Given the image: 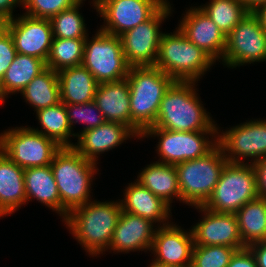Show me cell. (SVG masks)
Returning a JSON list of instances; mask_svg holds the SVG:
<instances>
[{
	"label": "cell",
	"instance_id": "37",
	"mask_svg": "<svg viewBox=\"0 0 266 267\" xmlns=\"http://www.w3.org/2000/svg\"><path fill=\"white\" fill-rule=\"evenodd\" d=\"M16 54L12 36L5 30L0 35V80L11 65Z\"/></svg>",
	"mask_w": 266,
	"mask_h": 267
},
{
	"label": "cell",
	"instance_id": "38",
	"mask_svg": "<svg viewBox=\"0 0 266 267\" xmlns=\"http://www.w3.org/2000/svg\"><path fill=\"white\" fill-rule=\"evenodd\" d=\"M227 267H258L255 256L251 250L246 247L237 250L232 256Z\"/></svg>",
	"mask_w": 266,
	"mask_h": 267
},
{
	"label": "cell",
	"instance_id": "35",
	"mask_svg": "<svg viewBox=\"0 0 266 267\" xmlns=\"http://www.w3.org/2000/svg\"><path fill=\"white\" fill-rule=\"evenodd\" d=\"M65 106L72 131L79 122L86 125L81 132L94 129L105 122L102 112L94 101L84 104H65Z\"/></svg>",
	"mask_w": 266,
	"mask_h": 267
},
{
	"label": "cell",
	"instance_id": "1",
	"mask_svg": "<svg viewBox=\"0 0 266 267\" xmlns=\"http://www.w3.org/2000/svg\"><path fill=\"white\" fill-rule=\"evenodd\" d=\"M120 201H89L73 209L63 220L89 256L103 254L110 246L121 215Z\"/></svg>",
	"mask_w": 266,
	"mask_h": 267
},
{
	"label": "cell",
	"instance_id": "12",
	"mask_svg": "<svg viewBox=\"0 0 266 267\" xmlns=\"http://www.w3.org/2000/svg\"><path fill=\"white\" fill-rule=\"evenodd\" d=\"M172 11L167 1L150 19L119 36L130 67L155 65L163 34L159 29Z\"/></svg>",
	"mask_w": 266,
	"mask_h": 267
},
{
	"label": "cell",
	"instance_id": "14",
	"mask_svg": "<svg viewBox=\"0 0 266 267\" xmlns=\"http://www.w3.org/2000/svg\"><path fill=\"white\" fill-rule=\"evenodd\" d=\"M167 0H113L104 3L97 12L103 18L100 30L120 36L150 19Z\"/></svg>",
	"mask_w": 266,
	"mask_h": 267
},
{
	"label": "cell",
	"instance_id": "16",
	"mask_svg": "<svg viewBox=\"0 0 266 267\" xmlns=\"http://www.w3.org/2000/svg\"><path fill=\"white\" fill-rule=\"evenodd\" d=\"M174 222L156 229L150 251L153 263L166 267H191L194 237Z\"/></svg>",
	"mask_w": 266,
	"mask_h": 267
},
{
	"label": "cell",
	"instance_id": "43",
	"mask_svg": "<svg viewBox=\"0 0 266 267\" xmlns=\"http://www.w3.org/2000/svg\"><path fill=\"white\" fill-rule=\"evenodd\" d=\"M249 12H253L260 5L265 4L266 0H239Z\"/></svg>",
	"mask_w": 266,
	"mask_h": 267
},
{
	"label": "cell",
	"instance_id": "23",
	"mask_svg": "<svg viewBox=\"0 0 266 267\" xmlns=\"http://www.w3.org/2000/svg\"><path fill=\"white\" fill-rule=\"evenodd\" d=\"M24 169L0 150V218L26 204Z\"/></svg>",
	"mask_w": 266,
	"mask_h": 267
},
{
	"label": "cell",
	"instance_id": "30",
	"mask_svg": "<svg viewBox=\"0 0 266 267\" xmlns=\"http://www.w3.org/2000/svg\"><path fill=\"white\" fill-rule=\"evenodd\" d=\"M36 117L41 125V130L32 128L33 130L54 140L61 147H73L71 137H76V133L72 131L66 106L60 102L56 105L49 106L36 112ZM74 132V133H73Z\"/></svg>",
	"mask_w": 266,
	"mask_h": 267
},
{
	"label": "cell",
	"instance_id": "19",
	"mask_svg": "<svg viewBox=\"0 0 266 267\" xmlns=\"http://www.w3.org/2000/svg\"><path fill=\"white\" fill-rule=\"evenodd\" d=\"M154 224L146 218L122 211L106 251L126 254L130 251L150 252L157 229Z\"/></svg>",
	"mask_w": 266,
	"mask_h": 267
},
{
	"label": "cell",
	"instance_id": "45",
	"mask_svg": "<svg viewBox=\"0 0 266 267\" xmlns=\"http://www.w3.org/2000/svg\"><path fill=\"white\" fill-rule=\"evenodd\" d=\"M6 23L3 18H0V35L6 30Z\"/></svg>",
	"mask_w": 266,
	"mask_h": 267
},
{
	"label": "cell",
	"instance_id": "42",
	"mask_svg": "<svg viewBox=\"0 0 266 267\" xmlns=\"http://www.w3.org/2000/svg\"><path fill=\"white\" fill-rule=\"evenodd\" d=\"M253 13L258 17L261 26L266 31V3L260 5Z\"/></svg>",
	"mask_w": 266,
	"mask_h": 267
},
{
	"label": "cell",
	"instance_id": "18",
	"mask_svg": "<svg viewBox=\"0 0 266 267\" xmlns=\"http://www.w3.org/2000/svg\"><path fill=\"white\" fill-rule=\"evenodd\" d=\"M178 29L197 47L204 50L215 61H222L226 49V36L211 18L198 7H190L182 14Z\"/></svg>",
	"mask_w": 266,
	"mask_h": 267
},
{
	"label": "cell",
	"instance_id": "24",
	"mask_svg": "<svg viewBox=\"0 0 266 267\" xmlns=\"http://www.w3.org/2000/svg\"><path fill=\"white\" fill-rule=\"evenodd\" d=\"M57 73L62 103L84 104L94 100L99 82L83 65L64 68Z\"/></svg>",
	"mask_w": 266,
	"mask_h": 267
},
{
	"label": "cell",
	"instance_id": "36",
	"mask_svg": "<svg viewBox=\"0 0 266 267\" xmlns=\"http://www.w3.org/2000/svg\"><path fill=\"white\" fill-rule=\"evenodd\" d=\"M79 0H23L25 15L34 18L51 19L61 11L72 7Z\"/></svg>",
	"mask_w": 266,
	"mask_h": 267
},
{
	"label": "cell",
	"instance_id": "4",
	"mask_svg": "<svg viewBox=\"0 0 266 267\" xmlns=\"http://www.w3.org/2000/svg\"><path fill=\"white\" fill-rule=\"evenodd\" d=\"M126 79L130 89L131 129L141 138L154 126L161 100L175 80L155 66L130 67Z\"/></svg>",
	"mask_w": 266,
	"mask_h": 267
},
{
	"label": "cell",
	"instance_id": "21",
	"mask_svg": "<svg viewBox=\"0 0 266 267\" xmlns=\"http://www.w3.org/2000/svg\"><path fill=\"white\" fill-rule=\"evenodd\" d=\"M123 192L124 199H118L122 211L146 218L159 226L170 224L171 207L149 189L140 185L136 180L129 183ZM160 224V225H159Z\"/></svg>",
	"mask_w": 266,
	"mask_h": 267
},
{
	"label": "cell",
	"instance_id": "15",
	"mask_svg": "<svg viewBox=\"0 0 266 267\" xmlns=\"http://www.w3.org/2000/svg\"><path fill=\"white\" fill-rule=\"evenodd\" d=\"M6 30L12 36L17 53L37 57L46 63L53 40L50 19L23 13L7 21Z\"/></svg>",
	"mask_w": 266,
	"mask_h": 267
},
{
	"label": "cell",
	"instance_id": "6",
	"mask_svg": "<svg viewBox=\"0 0 266 267\" xmlns=\"http://www.w3.org/2000/svg\"><path fill=\"white\" fill-rule=\"evenodd\" d=\"M227 163L217 144L203 157L176 164L181 202L192 207L203 206L212 195Z\"/></svg>",
	"mask_w": 266,
	"mask_h": 267
},
{
	"label": "cell",
	"instance_id": "2",
	"mask_svg": "<svg viewBox=\"0 0 266 267\" xmlns=\"http://www.w3.org/2000/svg\"><path fill=\"white\" fill-rule=\"evenodd\" d=\"M197 82L175 81L164 94L154 126L172 131H218L196 92ZM200 99V100H199Z\"/></svg>",
	"mask_w": 266,
	"mask_h": 267
},
{
	"label": "cell",
	"instance_id": "5",
	"mask_svg": "<svg viewBox=\"0 0 266 267\" xmlns=\"http://www.w3.org/2000/svg\"><path fill=\"white\" fill-rule=\"evenodd\" d=\"M175 29L162 34L154 66L175 81L198 82L216 61Z\"/></svg>",
	"mask_w": 266,
	"mask_h": 267
},
{
	"label": "cell",
	"instance_id": "41",
	"mask_svg": "<svg viewBox=\"0 0 266 267\" xmlns=\"http://www.w3.org/2000/svg\"><path fill=\"white\" fill-rule=\"evenodd\" d=\"M255 256L258 267H266V241L252 244L248 247Z\"/></svg>",
	"mask_w": 266,
	"mask_h": 267
},
{
	"label": "cell",
	"instance_id": "28",
	"mask_svg": "<svg viewBox=\"0 0 266 267\" xmlns=\"http://www.w3.org/2000/svg\"><path fill=\"white\" fill-rule=\"evenodd\" d=\"M245 247L266 241V200L260 197L244 204L236 213Z\"/></svg>",
	"mask_w": 266,
	"mask_h": 267
},
{
	"label": "cell",
	"instance_id": "40",
	"mask_svg": "<svg viewBox=\"0 0 266 267\" xmlns=\"http://www.w3.org/2000/svg\"><path fill=\"white\" fill-rule=\"evenodd\" d=\"M23 6V0H0V18L10 21L14 18V8Z\"/></svg>",
	"mask_w": 266,
	"mask_h": 267
},
{
	"label": "cell",
	"instance_id": "32",
	"mask_svg": "<svg viewBox=\"0 0 266 267\" xmlns=\"http://www.w3.org/2000/svg\"><path fill=\"white\" fill-rule=\"evenodd\" d=\"M86 39L53 38L46 67L53 71L82 65Z\"/></svg>",
	"mask_w": 266,
	"mask_h": 267
},
{
	"label": "cell",
	"instance_id": "26",
	"mask_svg": "<svg viewBox=\"0 0 266 267\" xmlns=\"http://www.w3.org/2000/svg\"><path fill=\"white\" fill-rule=\"evenodd\" d=\"M24 184L27 203L36 199L61 216L60 194L50 165L24 169Z\"/></svg>",
	"mask_w": 266,
	"mask_h": 267
},
{
	"label": "cell",
	"instance_id": "10",
	"mask_svg": "<svg viewBox=\"0 0 266 267\" xmlns=\"http://www.w3.org/2000/svg\"><path fill=\"white\" fill-rule=\"evenodd\" d=\"M217 133L218 131L186 132L148 128L141 138L157 136L159 142L155 148L160 157L158 162L176 165L209 153L217 145Z\"/></svg>",
	"mask_w": 266,
	"mask_h": 267
},
{
	"label": "cell",
	"instance_id": "17",
	"mask_svg": "<svg viewBox=\"0 0 266 267\" xmlns=\"http://www.w3.org/2000/svg\"><path fill=\"white\" fill-rule=\"evenodd\" d=\"M203 214L201 220L191 228L194 245H224L241 250L246 248L239 234L236 214L219 213L195 206Z\"/></svg>",
	"mask_w": 266,
	"mask_h": 267
},
{
	"label": "cell",
	"instance_id": "34",
	"mask_svg": "<svg viewBox=\"0 0 266 267\" xmlns=\"http://www.w3.org/2000/svg\"><path fill=\"white\" fill-rule=\"evenodd\" d=\"M236 251L224 245H194L191 267H227Z\"/></svg>",
	"mask_w": 266,
	"mask_h": 267
},
{
	"label": "cell",
	"instance_id": "39",
	"mask_svg": "<svg viewBox=\"0 0 266 267\" xmlns=\"http://www.w3.org/2000/svg\"><path fill=\"white\" fill-rule=\"evenodd\" d=\"M258 197L266 200V157L254 162Z\"/></svg>",
	"mask_w": 266,
	"mask_h": 267
},
{
	"label": "cell",
	"instance_id": "33",
	"mask_svg": "<svg viewBox=\"0 0 266 267\" xmlns=\"http://www.w3.org/2000/svg\"><path fill=\"white\" fill-rule=\"evenodd\" d=\"M85 0H79L72 7L61 11L50 19L53 38L86 39L87 29L84 17L79 12V7Z\"/></svg>",
	"mask_w": 266,
	"mask_h": 267
},
{
	"label": "cell",
	"instance_id": "22",
	"mask_svg": "<svg viewBox=\"0 0 266 267\" xmlns=\"http://www.w3.org/2000/svg\"><path fill=\"white\" fill-rule=\"evenodd\" d=\"M105 121L131 128L130 89L126 78L99 83L94 100Z\"/></svg>",
	"mask_w": 266,
	"mask_h": 267
},
{
	"label": "cell",
	"instance_id": "25",
	"mask_svg": "<svg viewBox=\"0 0 266 267\" xmlns=\"http://www.w3.org/2000/svg\"><path fill=\"white\" fill-rule=\"evenodd\" d=\"M136 181L170 205L173 199L181 202L175 165L155 161L140 171Z\"/></svg>",
	"mask_w": 266,
	"mask_h": 267
},
{
	"label": "cell",
	"instance_id": "3",
	"mask_svg": "<svg viewBox=\"0 0 266 267\" xmlns=\"http://www.w3.org/2000/svg\"><path fill=\"white\" fill-rule=\"evenodd\" d=\"M98 163L87 160L74 147H61L54 155L51 170L61 200L64 220L75 208L91 201V185L99 172Z\"/></svg>",
	"mask_w": 266,
	"mask_h": 267
},
{
	"label": "cell",
	"instance_id": "7",
	"mask_svg": "<svg viewBox=\"0 0 266 267\" xmlns=\"http://www.w3.org/2000/svg\"><path fill=\"white\" fill-rule=\"evenodd\" d=\"M257 197L253 165L228 162L212 195L203 207L214 212L235 214L244 204Z\"/></svg>",
	"mask_w": 266,
	"mask_h": 267
},
{
	"label": "cell",
	"instance_id": "31",
	"mask_svg": "<svg viewBox=\"0 0 266 267\" xmlns=\"http://www.w3.org/2000/svg\"><path fill=\"white\" fill-rule=\"evenodd\" d=\"M199 7L225 36L249 13L239 0H210Z\"/></svg>",
	"mask_w": 266,
	"mask_h": 267
},
{
	"label": "cell",
	"instance_id": "11",
	"mask_svg": "<svg viewBox=\"0 0 266 267\" xmlns=\"http://www.w3.org/2000/svg\"><path fill=\"white\" fill-rule=\"evenodd\" d=\"M266 61V31L258 17L249 12L226 36L222 64L236 68Z\"/></svg>",
	"mask_w": 266,
	"mask_h": 267
},
{
	"label": "cell",
	"instance_id": "46",
	"mask_svg": "<svg viewBox=\"0 0 266 267\" xmlns=\"http://www.w3.org/2000/svg\"><path fill=\"white\" fill-rule=\"evenodd\" d=\"M149 267H166V266H160V265H157V264H155L153 262L152 263L150 262Z\"/></svg>",
	"mask_w": 266,
	"mask_h": 267
},
{
	"label": "cell",
	"instance_id": "27",
	"mask_svg": "<svg viewBox=\"0 0 266 267\" xmlns=\"http://www.w3.org/2000/svg\"><path fill=\"white\" fill-rule=\"evenodd\" d=\"M45 68L42 59L17 53L0 80V102L5 103L9 94L21 92Z\"/></svg>",
	"mask_w": 266,
	"mask_h": 267
},
{
	"label": "cell",
	"instance_id": "8",
	"mask_svg": "<svg viewBox=\"0 0 266 267\" xmlns=\"http://www.w3.org/2000/svg\"><path fill=\"white\" fill-rule=\"evenodd\" d=\"M82 65L99 83L122 80L127 77L130 66L125 60L119 36L100 29L84 43Z\"/></svg>",
	"mask_w": 266,
	"mask_h": 267
},
{
	"label": "cell",
	"instance_id": "13",
	"mask_svg": "<svg viewBox=\"0 0 266 267\" xmlns=\"http://www.w3.org/2000/svg\"><path fill=\"white\" fill-rule=\"evenodd\" d=\"M220 132L218 128L217 144L229 163H244L243 160H247L246 163L253 164L266 157L265 119L246 121Z\"/></svg>",
	"mask_w": 266,
	"mask_h": 267
},
{
	"label": "cell",
	"instance_id": "20",
	"mask_svg": "<svg viewBox=\"0 0 266 267\" xmlns=\"http://www.w3.org/2000/svg\"><path fill=\"white\" fill-rule=\"evenodd\" d=\"M76 137L78 142L73 147L87 160L95 163L101 153L118 147L124 143V140L126 142L131 137L139 139V136L130 127L110 121H105L94 129L77 132Z\"/></svg>",
	"mask_w": 266,
	"mask_h": 267
},
{
	"label": "cell",
	"instance_id": "29",
	"mask_svg": "<svg viewBox=\"0 0 266 267\" xmlns=\"http://www.w3.org/2000/svg\"><path fill=\"white\" fill-rule=\"evenodd\" d=\"M35 112L61 102L58 73L46 67L21 92Z\"/></svg>",
	"mask_w": 266,
	"mask_h": 267
},
{
	"label": "cell",
	"instance_id": "44",
	"mask_svg": "<svg viewBox=\"0 0 266 267\" xmlns=\"http://www.w3.org/2000/svg\"><path fill=\"white\" fill-rule=\"evenodd\" d=\"M108 1H113V0H93L92 6H94V9H96L97 11L104 3Z\"/></svg>",
	"mask_w": 266,
	"mask_h": 267
},
{
	"label": "cell",
	"instance_id": "9",
	"mask_svg": "<svg viewBox=\"0 0 266 267\" xmlns=\"http://www.w3.org/2000/svg\"><path fill=\"white\" fill-rule=\"evenodd\" d=\"M60 148L54 140L28 126L0 134V150L23 169L50 165Z\"/></svg>",
	"mask_w": 266,
	"mask_h": 267
}]
</instances>
